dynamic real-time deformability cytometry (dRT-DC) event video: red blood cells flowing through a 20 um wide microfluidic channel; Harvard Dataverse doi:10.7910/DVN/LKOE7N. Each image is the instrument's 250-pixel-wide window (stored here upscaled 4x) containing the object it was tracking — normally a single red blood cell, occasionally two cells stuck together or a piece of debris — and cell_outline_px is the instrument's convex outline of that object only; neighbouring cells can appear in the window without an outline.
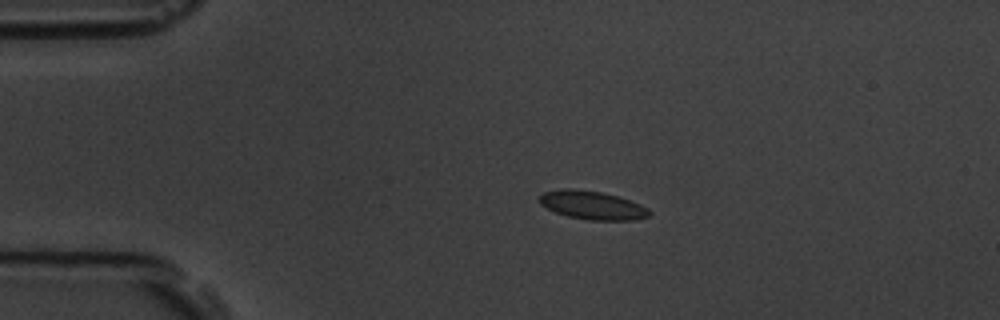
{"species": "common noctule bat (a hibernating species)", "species_latin": "Nyctalus noctula", "temperature_condition": "room temperature", "stored_images_in_passage": 4, "camera_frame_rate_fps": 3000, "um_per_image_px": 0.085, "animal": {"sex": "male", "body_mass_g": 19.5, "forearm_length_mm": 54.6}, "frame": {"image": 1, "passage_image": 3, "time_ms": 2.333, "image_size_px": [1000, 320], "cell_outline_px": [[652, 216], [636, 220], [588, 220], [568, 216], [556, 212], [540, 204], [536, 200], [544, 192], [560, 188], [572, 188], [600, 192], [616, 196], [640, 204], [648, 208], [652, 212]], "centroid_in_image_um": [50.35, 17.45], "position_along_channel_um": 34.6, "area_um2": 18.32}}